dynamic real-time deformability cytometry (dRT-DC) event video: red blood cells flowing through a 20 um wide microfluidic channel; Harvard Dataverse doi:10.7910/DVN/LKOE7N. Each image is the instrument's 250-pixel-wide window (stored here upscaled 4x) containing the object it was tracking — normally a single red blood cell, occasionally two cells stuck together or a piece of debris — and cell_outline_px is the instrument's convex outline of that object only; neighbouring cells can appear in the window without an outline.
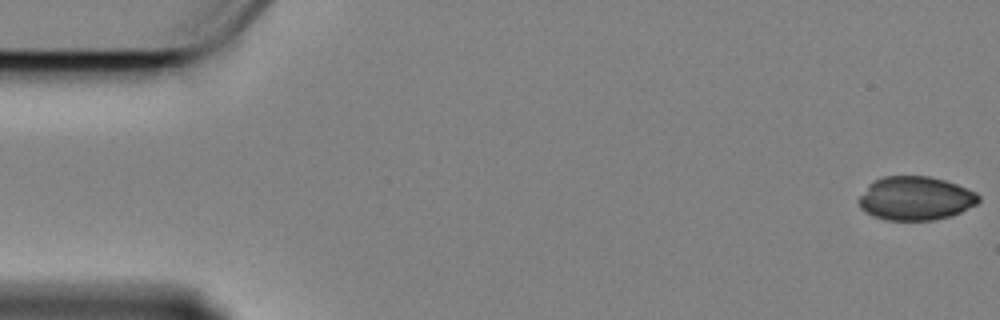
{"species": "Egyptian fruit bat (a non-hibernating species)", "species_latin": "Rousettus aegyptiacus", "temperature_condition": "cold", "stored_images_in_passage": 33, "camera_frame_rate_fps": 3000, "um_per_image_px": 0.085, "animal": {"sex": "female"}, "frame": {"image": 1, "passage_image": 1, "time_ms": 0.0, "image_size_px": [1000, 320], "cell_outline_px": [[980, 200], [976, 204], [960, 212], [948, 216], [932, 220], [888, 220], [876, 216], [860, 208], [856, 200], [868, 184], [884, 176], [928, 176], [944, 180], [968, 188], [976, 192], [980, 196]], "centroid_in_image_um": [77.81, 16.85], "position_along_channel_um": 7.2, "area_um2": 30.4}}